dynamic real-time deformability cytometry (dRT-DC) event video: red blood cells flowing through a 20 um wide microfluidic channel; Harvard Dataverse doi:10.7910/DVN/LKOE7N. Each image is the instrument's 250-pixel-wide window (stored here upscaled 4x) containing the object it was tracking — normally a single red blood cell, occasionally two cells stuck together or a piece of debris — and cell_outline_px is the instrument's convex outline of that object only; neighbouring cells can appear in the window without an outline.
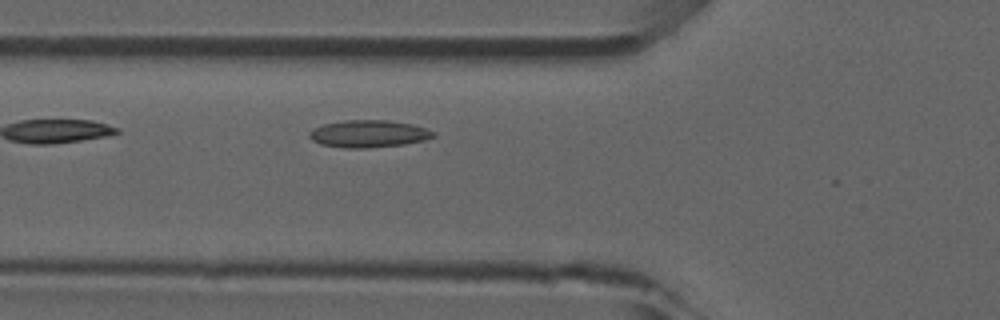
{"species": "common noctule bat (a hibernating species)", "species_latin": "Nyctalus noctula", "temperature_condition": "room temperature", "stored_images_in_passage": 15, "camera_frame_rate_fps": 3000, "um_per_image_px": 0.085, "animal": {"sex": "male", "forearm_length_mm": 52.5}, "frame": {"image": 1, "passage_image": 3, "time_ms": 0.667, "image_size_px": [1000, 320], "cell_outline_px": [[436, 136], [424, 140], [404, 144], [368, 148], [344, 148], [320, 144], [312, 140], [308, 136], [308, 132], [324, 124], [344, 120], [388, 120], [412, 124], [436, 132]], "centroid_in_image_um": [31.33, 11.37], "position_along_channel_um": 94.5, "area_um2": 19.71}}
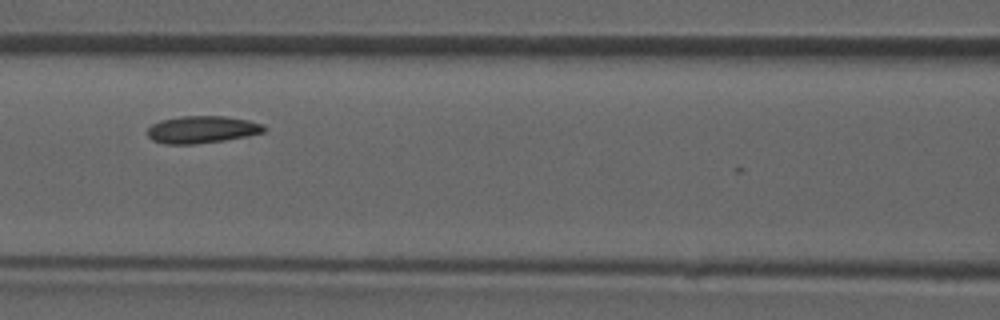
{"frame": {"image": 2, "passage_image": 7, "time_ms": 2.0, "image_size_px": [1000, 320], "cell_outline_px": [[268, 128], [264, 132], [224, 140], [192, 144], [164, 144], [152, 140], [148, 136], [148, 128], [152, 124], [160, 120], [180, 116], [224, 116], [248, 120], [264, 124]], "centroid_in_image_um": [17.16, 11.0], "position_along_channel_um": 149.4, "area_um2": 18.5}}